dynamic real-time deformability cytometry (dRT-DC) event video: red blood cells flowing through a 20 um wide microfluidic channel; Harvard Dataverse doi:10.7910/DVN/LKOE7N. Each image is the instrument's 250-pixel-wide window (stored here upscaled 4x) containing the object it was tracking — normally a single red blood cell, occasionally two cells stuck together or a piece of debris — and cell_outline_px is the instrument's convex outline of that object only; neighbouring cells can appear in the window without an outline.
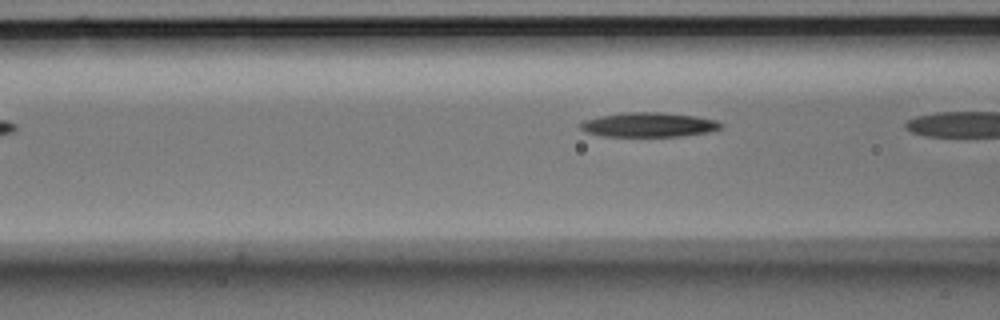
{"species": "Egyptian fruit bat (a non-hibernating species)", "species_latin": "Rousettus aegyptiacus", "temperature_condition": "room temperature", "stored_images_in_passage": 8, "segment_of_instrument_passage": [2, 2], "camera_frame_rate_fps": 3000, "um_per_image_px": 0.085, "animal": {"sex": "male"}, "frame": {"image": 1, "passage_image": 8, "time_ms": 2.333, "image_size_px": [1000, 320], "cell_outline_px": [[724, 128], [708, 132], [680, 136], [604, 136], [588, 132], [580, 128], [580, 124], [584, 120], [600, 116], [620, 112], [660, 112], [696, 116], [716, 120], [724, 124]], "centroid_in_image_um": [55.19, 10.59], "position_along_channel_um": 111.4, "area_um2": 20.06}}